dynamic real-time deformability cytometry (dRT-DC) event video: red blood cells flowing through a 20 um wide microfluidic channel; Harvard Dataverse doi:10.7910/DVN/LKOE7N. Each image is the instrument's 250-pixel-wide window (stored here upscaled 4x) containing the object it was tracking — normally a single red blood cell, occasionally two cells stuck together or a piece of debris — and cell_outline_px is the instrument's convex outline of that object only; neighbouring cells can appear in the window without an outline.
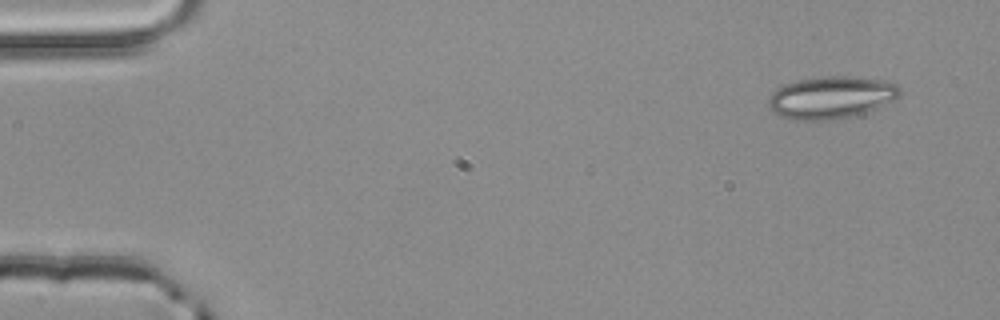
{"species": "common noctule bat (a hibernating species)", "species_latin": "Nyctalus noctula", "temperature_condition": "room temperature", "stored_images_in_passage": 3, "camera_frame_rate_fps": 3000, "um_per_image_px": 0.085, "animal": {"sex": "male", "body_mass_g": 20.4}, "frame": {"image": 1, "passage_image": 1, "time_ms": 0.0, "image_size_px": [1000, 320], "cell_outline_px": [[904, 92], [900, 96], [876, 108], [852, 116], [832, 120], [792, 120], [780, 116], [772, 112], [768, 108], [768, 96], [776, 88], [784, 84], [800, 80], [824, 76], [848, 76], [884, 80], [900, 84]], "centroid_in_image_um": [70.65, 8.28], "position_along_channel_um": 14.4, "area_um2": 32.77}}